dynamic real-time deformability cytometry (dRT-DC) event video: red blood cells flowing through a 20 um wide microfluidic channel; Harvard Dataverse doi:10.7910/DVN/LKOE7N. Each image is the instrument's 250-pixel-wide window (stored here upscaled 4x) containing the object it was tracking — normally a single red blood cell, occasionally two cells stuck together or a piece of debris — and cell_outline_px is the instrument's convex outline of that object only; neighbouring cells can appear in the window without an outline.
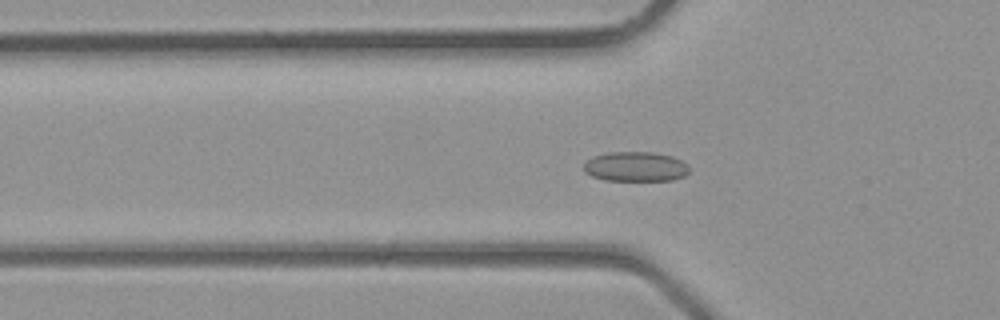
{"species": "common noctule bat (a hibernating species)", "species_latin": "Nyctalus noctula", "temperature_condition": "room temperature", "stored_images_in_passage": 2, "camera_frame_rate_fps": 3000, "um_per_image_px": 0.085, "animal": {"sex": "male", "body_mass_g": 23.1, "forearm_length_mm": 52.7}, "frame": {"image": 1, "passage_image": 2, "time_ms": 0.333, "image_size_px": [1000, 320], "cell_outline_px": [[688, 172], [684, 176], [672, 180], [604, 180], [592, 176], [584, 172], [584, 164], [592, 156], [608, 152], [656, 152], [672, 156], [688, 164]], "centroid_in_image_um": [54.01, 14.15], "position_along_channel_um": 71.8, "area_um2": 18.32}}